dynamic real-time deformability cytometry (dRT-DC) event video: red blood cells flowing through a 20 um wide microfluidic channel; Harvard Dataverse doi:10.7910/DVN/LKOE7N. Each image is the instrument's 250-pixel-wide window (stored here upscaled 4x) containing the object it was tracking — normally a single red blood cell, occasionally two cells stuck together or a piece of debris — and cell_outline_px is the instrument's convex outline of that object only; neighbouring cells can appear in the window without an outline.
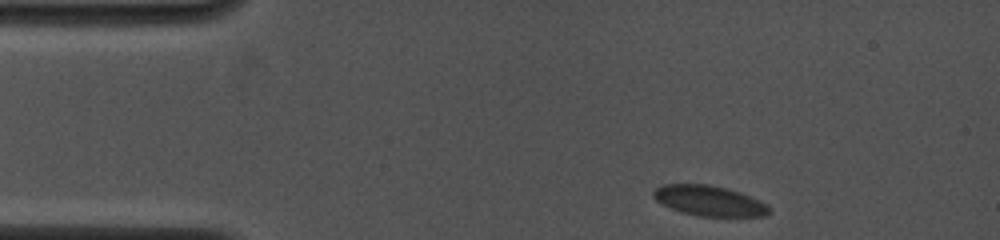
{"species": "common noctule bat (a hibernating species)", "species_latin": "Nyctalus noctula", "temperature_condition": "cold", "stored_images_in_passage": 26, "camera_frame_rate_fps": 4000, "um_per_image_px": 0.085, "animal": {"sex": "female", "body_mass_g": 19.0, "forearm_length_mm": 53.3}, "frame": {"image": 1, "passage_image": 1, "time_ms": 0.0, "image_size_px": [1000, 240], "cell_outline_px": [[772, 212], [764, 216], [700, 216], [680, 212], [656, 200], [652, 196], [652, 192], [656, 188], [664, 184], [708, 184], [728, 188], [740, 192], [768, 204]], "centroid_in_image_um": [60.3, 17.06], "position_along_channel_um": 24.7, "area_um2": 20.46}}
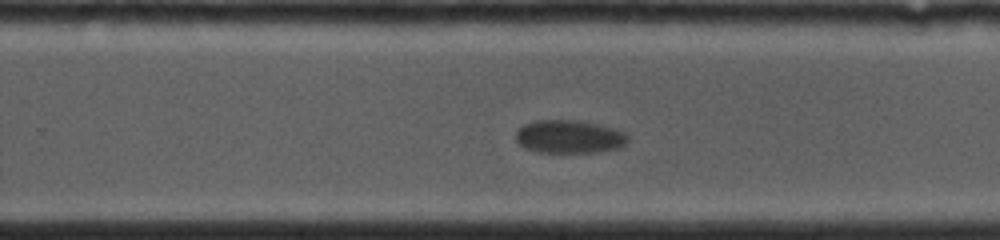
{"frame": {"image": 2, "passage_image": 12, "time_ms": 9.0, "image_size_px": [1000, 240], "cell_outline_px": [[628, 140], [620, 148], [596, 152], [540, 152], [524, 148], [516, 140], [516, 132], [524, 124], [532, 120], [580, 120], [612, 128], [624, 132], [628, 136]], "centroid_in_image_um": [48.37, 11.61], "position_along_channel_um": 281.4, "area_um2": 21.62}}
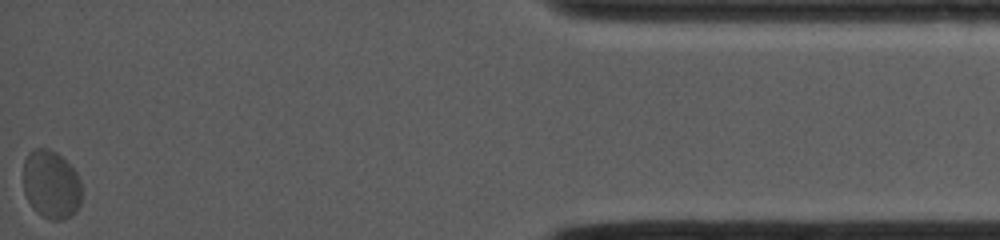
{"frame": {"image": 3, "passage_image": 26, "time_ms": 15.0, "image_size_px": [1000, 240], "cell_outline_px": [[80, 204], [76, 212], [64, 220], [48, 220], [36, 212], [32, 208], [24, 192], [24, 160], [28, 152], [36, 148], [48, 148], [56, 152], [76, 172], [80, 180]], "centroid_in_image_um": [4.33, 15.7], "position_along_channel_um": 430.9, "area_um2": 23.35}, "authors_computed_cell_mechanics": {"area_um2": 22.9177, "velocity_mm_per_s": 3.5902, "shape_relaxation_time_tau1_ms": 2.0811, "shape_relaxation_time_tau2_ms": null, "deformation_change_tau1": 0.0479, "deformation_change_tau2": null}}